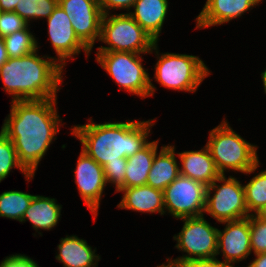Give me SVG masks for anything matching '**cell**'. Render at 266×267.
Here are the masks:
<instances>
[{
	"label": "cell",
	"mask_w": 266,
	"mask_h": 267,
	"mask_svg": "<svg viewBox=\"0 0 266 267\" xmlns=\"http://www.w3.org/2000/svg\"><path fill=\"white\" fill-rule=\"evenodd\" d=\"M57 98L12 101L1 131L13 142L19 162L34 174L49 145L56 139L60 120Z\"/></svg>",
	"instance_id": "obj_1"
},
{
	"label": "cell",
	"mask_w": 266,
	"mask_h": 267,
	"mask_svg": "<svg viewBox=\"0 0 266 267\" xmlns=\"http://www.w3.org/2000/svg\"><path fill=\"white\" fill-rule=\"evenodd\" d=\"M90 122L74 126L71 134L82 143V151L102 167L107 162L133 156L144 148L149 143L147 137L154 125L152 119L103 124Z\"/></svg>",
	"instance_id": "obj_2"
},
{
	"label": "cell",
	"mask_w": 266,
	"mask_h": 267,
	"mask_svg": "<svg viewBox=\"0 0 266 267\" xmlns=\"http://www.w3.org/2000/svg\"><path fill=\"white\" fill-rule=\"evenodd\" d=\"M37 50L17 58H9L0 66L4 90L12 101L57 98L63 68L54 57L38 56Z\"/></svg>",
	"instance_id": "obj_3"
},
{
	"label": "cell",
	"mask_w": 266,
	"mask_h": 267,
	"mask_svg": "<svg viewBox=\"0 0 266 267\" xmlns=\"http://www.w3.org/2000/svg\"><path fill=\"white\" fill-rule=\"evenodd\" d=\"M209 135L206 146L221 175H225L226 169L250 174L259 167L257 146L236 134L226 120L211 130Z\"/></svg>",
	"instance_id": "obj_4"
},
{
	"label": "cell",
	"mask_w": 266,
	"mask_h": 267,
	"mask_svg": "<svg viewBox=\"0 0 266 267\" xmlns=\"http://www.w3.org/2000/svg\"><path fill=\"white\" fill-rule=\"evenodd\" d=\"M99 41L108 44L109 47L100 46L98 52H159L157 42L128 13L103 15Z\"/></svg>",
	"instance_id": "obj_5"
},
{
	"label": "cell",
	"mask_w": 266,
	"mask_h": 267,
	"mask_svg": "<svg viewBox=\"0 0 266 267\" xmlns=\"http://www.w3.org/2000/svg\"><path fill=\"white\" fill-rule=\"evenodd\" d=\"M97 62L120 85L142 99L154 95L155 87L142 66V56L132 52H97Z\"/></svg>",
	"instance_id": "obj_6"
},
{
	"label": "cell",
	"mask_w": 266,
	"mask_h": 267,
	"mask_svg": "<svg viewBox=\"0 0 266 267\" xmlns=\"http://www.w3.org/2000/svg\"><path fill=\"white\" fill-rule=\"evenodd\" d=\"M157 59L154 77L166 88L195 92L210 73L197 56L165 53Z\"/></svg>",
	"instance_id": "obj_7"
},
{
	"label": "cell",
	"mask_w": 266,
	"mask_h": 267,
	"mask_svg": "<svg viewBox=\"0 0 266 267\" xmlns=\"http://www.w3.org/2000/svg\"><path fill=\"white\" fill-rule=\"evenodd\" d=\"M216 182L223 183L220 186ZM205 212L220 223L249 217L243 185L235 177L219 176L207 186Z\"/></svg>",
	"instance_id": "obj_8"
},
{
	"label": "cell",
	"mask_w": 266,
	"mask_h": 267,
	"mask_svg": "<svg viewBox=\"0 0 266 267\" xmlns=\"http://www.w3.org/2000/svg\"><path fill=\"white\" fill-rule=\"evenodd\" d=\"M182 220L184 221L183 228L173 238L177 241L175 247L180 251L186 252L188 255H183L174 260L167 259L176 263H182L187 260L217 256L218 229L211 226L204 219V215L182 218Z\"/></svg>",
	"instance_id": "obj_9"
},
{
	"label": "cell",
	"mask_w": 266,
	"mask_h": 267,
	"mask_svg": "<svg viewBox=\"0 0 266 267\" xmlns=\"http://www.w3.org/2000/svg\"><path fill=\"white\" fill-rule=\"evenodd\" d=\"M207 186L179 175L164 193V208L175 218L201 216L205 211Z\"/></svg>",
	"instance_id": "obj_10"
},
{
	"label": "cell",
	"mask_w": 266,
	"mask_h": 267,
	"mask_svg": "<svg viewBox=\"0 0 266 267\" xmlns=\"http://www.w3.org/2000/svg\"><path fill=\"white\" fill-rule=\"evenodd\" d=\"M79 40L91 51L100 38L102 11L98 0H58Z\"/></svg>",
	"instance_id": "obj_11"
},
{
	"label": "cell",
	"mask_w": 266,
	"mask_h": 267,
	"mask_svg": "<svg viewBox=\"0 0 266 267\" xmlns=\"http://www.w3.org/2000/svg\"><path fill=\"white\" fill-rule=\"evenodd\" d=\"M47 21L49 39L58 56L55 60L60 62L62 68L66 64V59L79 54L81 49L87 56L90 54V50L76 36L68 15L59 5L55 7Z\"/></svg>",
	"instance_id": "obj_12"
},
{
	"label": "cell",
	"mask_w": 266,
	"mask_h": 267,
	"mask_svg": "<svg viewBox=\"0 0 266 267\" xmlns=\"http://www.w3.org/2000/svg\"><path fill=\"white\" fill-rule=\"evenodd\" d=\"M74 172L78 191L96 219L100 199L107 184L103 167L82 151Z\"/></svg>",
	"instance_id": "obj_13"
},
{
	"label": "cell",
	"mask_w": 266,
	"mask_h": 267,
	"mask_svg": "<svg viewBox=\"0 0 266 267\" xmlns=\"http://www.w3.org/2000/svg\"><path fill=\"white\" fill-rule=\"evenodd\" d=\"M226 224L223 231L218 229V252L224 256V264L230 265L246 259L251 254L250 245V216Z\"/></svg>",
	"instance_id": "obj_14"
},
{
	"label": "cell",
	"mask_w": 266,
	"mask_h": 267,
	"mask_svg": "<svg viewBox=\"0 0 266 267\" xmlns=\"http://www.w3.org/2000/svg\"><path fill=\"white\" fill-rule=\"evenodd\" d=\"M260 2L261 0H207L196 18V28L201 29L229 22Z\"/></svg>",
	"instance_id": "obj_15"
},
{
	"label": "cell",
	"mask_w": 266,
	"mask_h": 267,
	"mask_svg": "<svg viewBox=\"0 0 266 267\" xmlns=\"http://www.w3.org/2000/svg\"><path fill=\"white\" fill-rule=\"evenodd\" d=\"M182 166L180 174L209 186L221 176L207 146L198 151H185L177 154Z\"/></svg>",
	"instance_id": "obj_16"
},
{
	"label": "cell",
	"mask_w": 266,
	"mask_h": 267,
	"mask_svg": "<svg viewBox=\"0 0 266 267\" xmlns=\"http://www.w3.org/2000/svg\"><path fill=\"white\" fill-rule=\"evenodd\" d=\"M118 192H123L118 208L134 210L138 212L165 214L164 193L148 185L122 188Z\"/></svg>",
	"instance_id": "obj_17"
},
{
	"label": "cell",
	"mask_w": 266,
	"mask_h": 267,
	"mask_svg": "<svg viewBox=\"0 0 266 267\" xmlns=\"http://www.w3.org/2000/svg\"><path fill=\"white\" fill-rule=\"evenodd\" d=\"M58 252L55 258L63 263L64 267H96L100 256L95 254L86 240L77 236H66L61 238L57 246Z\"/></svg>",
	"instance_id": "obj_18"
},
{
	"label": "cell",
	"mask_w": 266,
	"mask_h": 267,
	"mask_svg": "<svg viewBox=\"0 0 266 267\" xmlns=\"http://www.w3.org/2000/svg\"><path fill=\"white\" fill-rule=\"evenodd\" d=\"M128 14L156 41L168 11V0H137Z\"/></svg>",
	"instance_id": "obj_19"
},
{
	"label": "cell",
	"mask_w": 266,
	"mask_h": 267,
	"mask_svg": "<svg viewBox=\"0 0 266 267\" xmlns=\"http://www.w3.org/2000/svg\"><path fill=\"white\" fill-rule=\"evenodd\" d=\"M161 148L159 155L155 153L146 185L164 191L180 175V167L175 157V146Z\"/></svg>",
	"instance_id": "obj_20"
},
{
	"label": "cell",
	"mask_w": 266,
	"mask_h": 267,
	"mask_svg": "<svg viewBox=\"0 0 266 267\" xmlns=\"http://www.w3.org/2000/svg\"><path fill=\"white\" fill-rule=\"evenodd\" d=\"M61 206L56 203L54 198L34 195L21 222H25L28 219L36 231L39 229L50 230L59 221Z\"/></svg>",
	"instance_id": "obj_21"
},
{
	"label": "cell",
	"mask_w": 266,
	"mask_h": 267,
	"mask_svg": "<svg viewBox=\"0 0 266 267\" xmlns=\"http://www.w3.org/2000/svg\"><path fill=\"white\" fill-rule=\"evenodd\" d=\"M157 148L158 140L152 141L127 158L124 188L146 185Z\"/></svg>",
	"instance_id": "obj_22"
},
{
	"label": "cell",
	"mask_w": 266,
	"mask_h": 267,
	"mask_svg": "<svg viewBox=\"0 0 266 267\" xmlns=\"http://www.w3.org/2000/svg\"><path fill=\"white\" fill-rule=\"evenodd\" d=\"M34 195L21 191H5L0 194V217H6L17 221L29 207Z\"/></svg>",
	"instance_id": "obj_23"
},
{
	"label": "cell",
	"mask_w": 266,
	"mask_h": 267,
	"mask_svg": "<svg viewBox=\"0 0 266 267\" xmlns=\"http://www.w3.org/2000/svg\"><path fill=\"white\" fill-rule=\"evenodd\" d=\"M28 29L27 26L3 38L9 58L22 57L38 50V43Z\"/></svg>",
	"instance_id": "obj_24"
},
{
	"label": "cell",
	"mask_w": 266,
	"mask_h": 267,
	"mask_svg": "<svg viewBox=\"0 0 266 267\" xmlns=\"http://www.w3.org/2000/svg\"><path fill=\"white\" fill-rule=\"evenodd\" d=\"M16 167L28 181L33 179L34 174H30L19 162L13 142L0 131V182L8 176L12 168Z\"/></svg>",
	"instance_id": "obj_25"
},
{
	"label": "cell",
	"mask_w": 266,
	"mask_h": 267,
	"mask_svg": "<svg viewBox=\"0 0 266 267\" xmlns=\"http://www.w3.org/2000/svg\"><path fill=\"white\" fill-rule=\"evenodd\" d=\"M57 5L58 0H19L14 12L28 24L30 19L48 18Z\"/></svg>",
	"instance_id": "obj_26"
},
{
	"label": "cell",
	"mask_w": 266,
	"mask_h": 267,
	"mask_svg": "<svg viewBox=\"0 0 266 267\" xmlns=\"http://www.w3.org/2000/svg\"><path fill=\"white\" fill-rule=\"evenodd\" d=\"M244 187L248 212H256L266 205V170L254 176Z\"/></svg>",
	"instance_id": "obj_27"
},
{
	"label": "cell",
	"mask_w": 266,
	"mask_h": 267,
	"mask_svg": "<svg viewBox=\"0 0 266 267\" xmlns=\"http://www.w3.org/2000/svg\"><path fill=\"white\" fill-rule=\"evenodd\" d=\"M250 245L254 254L266 253V222L250 215Z\"/></svg>",
	"instance_id": "obj_28"
},
{
	"label": "cell",
	"mask_w": 266,
	"mask_h": 267,
	"mask_svg": "<svg viewBox=\"0 0 266 267\" xmlns=\"http://www.w3.org/2000/svg\"><path fill=\"white\" fill-rule=\"evenodd\" d=\"M127 166V158H119V161L107 162L103 166L107 183H113L116 187V192L124 188L125 173Z\"/></svg>",
	"instance_id": "obj_29"
},
{
	"label": "cell",
	"mask_w": 266,
	"mask_h": 267,
	"mask_svg": "<svg viewBox=\"0 0 266 267\" xmlns=\"http://www.w3.org/2000/svg\"><path fill=\"white\" fill-rule=\"evenodd\" d=\"M29 24L16 12H0V37L25 29Z\"/></svg>",
	"instance_id": "obj_30"
},
{
	"label": "cell",
	"mask_w": 266,
	"mask_h": 267,
	"mask_svg": "<svg viewBox=\"0 0 266 267\" xmlns=\"http://www.w3.org/2000/svg\"><path fill=\"white\" fill-rule=\"evenodd\" d=\"M0 267H39V265L28 256L15 254L6 257Z\"/></svg>",
	"instance_id": "obj_31"
},
{
	"label": "cell",
	"mask_w": 266,
	"mask_h": 267,
	"mask_svg": "<svg viewBox=\"0 0 266 267\" xmlns=\"http://www.w3.org/2000/svg\"><path fill=\"white\" fill-rule=\"evenodd\" d=\"M103 15L109 14L110 9H127L130 10L137 0H98Z\"/></svg>",
	"instance_id": "obj_32"
},
{
	"label": "cell",
	"mask_w": 266,
	"mask_h": 267,
	"mask_svg": "<svg viewBox=\"0 0 266 267\" xmlns=\"http://www.w3.org/2000/svg\"><path fill=\"white\" fill-rule=\"evenodd\" d=\"M183 267H232L230 265L224 264L223 262L217 260L216 257L213 258H203V259H192L180 263Z\"/></svg>",
	"instance_id": "obj_33"
},
{
	"label": "cell",
	"mask_w": 266,
	"mask_h": 267,
	"mask_svg": "<svg viewBox=\"0 0 266 267\" xmlns=\"http://www.w3.org/2000/svg\"><path fill=\"white\" fill-rule=\"evenodd\" d=\"M19 0H0V12H13Z\"/></svg>",
	"instance_id": "obj_34"
},
{
	"label": "cell",
	"mask_w": 266,
	"mask_h": 267,
	"mask_svg": "<svg viewBox=\"0 0 266 267\" xmlns=\"http://www.w3.org/2000/svg\"><path fill=\"white\" fill-rule=\"evenodd\" d=\"M256 258L247 267H266V253L255 255Z\"/></svg>",
	"instance_id": "obj_35"
},
{
	"label": "cell",
	"mask_w": 266,
	"mask_h": 267,
	"mask_svg": "<svg viewBox=\"0 0 266 267\" xmlns=\"http://www.w3.org/2000/svg\"><path fill=\"white\" fill-rule=\"evenodd\" d=\"M9 59L3 38L0 37V66Z\"/></svg>",
	"instance_id": "obj_36"
},
{
	"label": "cell",
	"mask_w": 266,
	"mask_h": 267,
	"mask_svg": "<svg viewBox=\"0 0 266 267\" xmlns=\"http://www.w3.org/2000/svg\"><path fill=\"white\" fill-rule=\"evenodd\" d=\"M256 218L266 222V205L261 207L258 211L253 214Z\"/></svg>",
	"instance_id": "obj_37"
},
{
	"label": "cell",
	"mask_w": 266,
	"mask_h": 267,
	"mask_svg": "<svg viewBox=\"0 0 266 267\" xmlns=\"http://www.w3.org/2000/svg\"><path fill=\"white\" fill-rule=\"evenodd\" d=\"M167 262H168L167 265L162 264V265H159L157 267H183L180 263H176V262L170 261L168 259H167Z\"/></svg>",
	"instance_id": "obj_38"
},
{
	"label": "cell",
	"mask_w": 266,
	"mask_h": 267,
	"mask_svg": "<svg viewBox=\"0 0 266 267\" xmlns=\"http://www.w3.org/2000/svg\"><path fill=\"white\" fill-rule=\"evenodd\" d=\"M262 81H263V86H264V92L266 93V69L264 72L261 73Z\"/></svg>",
	"instance_id": "obj_39"
}]
</instances>
